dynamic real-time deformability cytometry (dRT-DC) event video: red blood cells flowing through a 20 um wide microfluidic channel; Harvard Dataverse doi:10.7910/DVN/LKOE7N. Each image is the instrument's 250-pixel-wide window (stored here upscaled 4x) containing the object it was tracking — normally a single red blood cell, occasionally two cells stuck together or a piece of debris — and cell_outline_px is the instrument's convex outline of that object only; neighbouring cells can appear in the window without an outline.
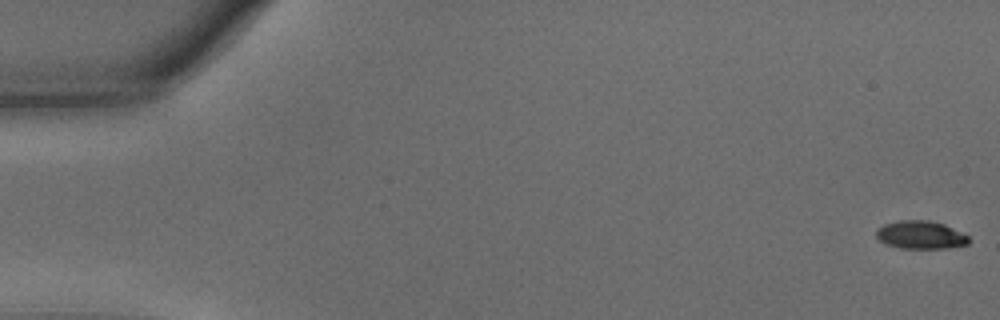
{"species": "common noctule bat (a hibernating species)", "species_latin": "Nyctalus noctula", "temperature_condition": "warm", "stored_images_in_passage": 58, "camera_frame_rate_fps": 3000, "um_per_image_px": 0.085, "animal": {"sex": "male", "body_mass_g": 15.6}, "frame": {"image": 1, "passage_image": 1, "time_ms": 0.0, "image_size_px": [1000, 320], "cell_outline_px": [[968, 244], [948, 248], [900, 248], [884, 244], [876, 236], [876, 232], [884, 224], [900, 220], [928, 220], [944, 224], [968, 236]], "centroid_in_image_um": [78.24, 19.97], "position_along_channel_um": 6.8, "area_um2": 14.97}}
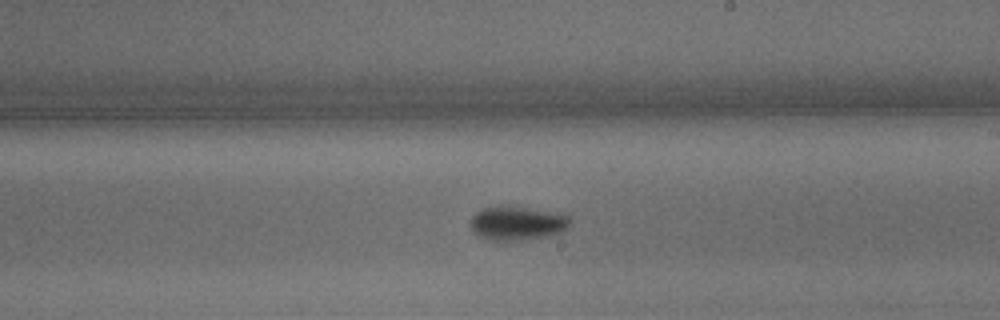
{"frame": {"image": 2, "passage_image": 34, "time_ms": 11.0, "image_size_px": [1000, 320], "cell_outline_px": [[568, 224], [560, 232], [544, 236], [524, 240], [488, 240], [480, 236], [472, 228], [472, 216], [476, 212], [484, 208], [520, 208], [548, 212], [568, 216]], "centroid_in_image_um": [43.91, 19.01], "position_along_channel_um": 245.1, "area_um2": 18.38}}
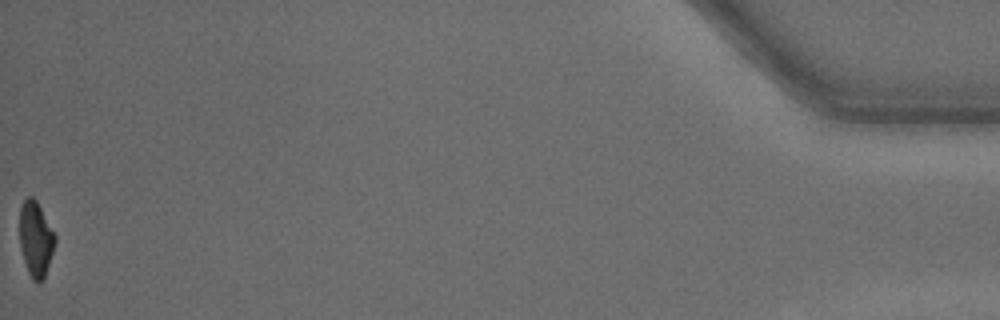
{"frame": {"image": 3, "passage_image": 58, "time_ms": 19.0, "image_size_px": [1000, 320], "cell_outline_px": [[56, 240], [44, 280], [40, 284], [32, 280], [28, 272], [20, 248], [20, 208], [24, 200], [28, 196], [32, 196], [36, 200], [56, 236]], "centroid_in_image_um": [3.04, 20.35], "position_along_channel_um": 432.2, "area_um2": 15.49}, "authors_computed_cell_mechanics": {"area_um2": 16.8487, "velocity_mm_per_s": 3.5538, "shape_relaxation_time_tau1_ms": 3.1616, "shape_relaxation_time_tau2_ms": null, "deformation_change_tau1": 0.1562, "deformation_change_tau2": null}}